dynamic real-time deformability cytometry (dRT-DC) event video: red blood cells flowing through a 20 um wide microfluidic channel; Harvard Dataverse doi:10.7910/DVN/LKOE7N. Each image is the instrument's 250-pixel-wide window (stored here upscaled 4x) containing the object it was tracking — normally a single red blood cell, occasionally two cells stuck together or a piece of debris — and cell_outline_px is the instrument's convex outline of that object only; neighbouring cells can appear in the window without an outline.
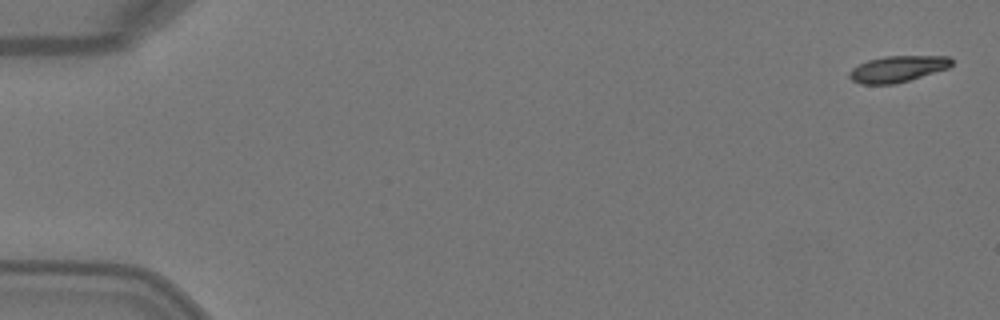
{"species": "Egyptian fruit bat (a non-hibernating species)", "species_latin": "Rousettus aegyptiacus", "temperature_condition": "warm", "stored_images_in_passage": 6, "camera_frame_rate_fps": 3000, "um_per_image_px": 0.085, "animal": {"sex": "female"}, "frame": {"image": 1, "passage_image": 1, "time_ms": 0.0, "image_size_px": [1000, 320], "cell_outline_px": [[952, 64], [948, 68], [908, 80], [892, 84], [860, 84], [852, 80], [848, 76], [848, 72], [852, 68], [868, 60], [884, 56], [948, 56], [952, 60]], "centroid_in_image_um": [76.26, 5.85], "position_along_channel_um": 8.7, "area_um2": 15.49}}